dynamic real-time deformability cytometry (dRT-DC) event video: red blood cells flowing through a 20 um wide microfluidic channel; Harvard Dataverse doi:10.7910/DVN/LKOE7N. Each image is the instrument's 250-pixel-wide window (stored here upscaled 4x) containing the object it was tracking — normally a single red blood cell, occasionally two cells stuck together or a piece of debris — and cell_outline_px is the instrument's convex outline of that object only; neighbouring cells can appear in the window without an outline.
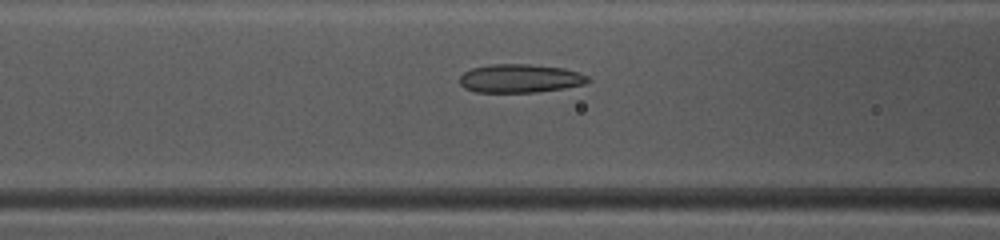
{"species": "common noctule bat (a hibernating species)", "species_latin": "Nyctalus noctula", "temperature_condition": "warm", "stored_images_in_passage": 48, "camera_frame_rate_fps": 3000, "um_per_image_px": 0.085, "animal": {"sex": "female", "body_mass_g": 10.0, "forearm_length_mm": 53.1}, "frame": {"image": 1, "passage_image": 20, "time_ms": 6.333, "image_size_px": [1000, 240], "cell_outline_px": [[592, 80], [584, 84], [536, 92], [476, 92], [464, 88], [460, 84], [460, 76], [464, 72], [472, 68], [492, 64], [528, 64], [564, 68], [580, 72], [588, 76]], "centroid_in_image_um": [44.21, 6.66], "position_along_channel_um": 122.4, "area_um2": 21.27}}
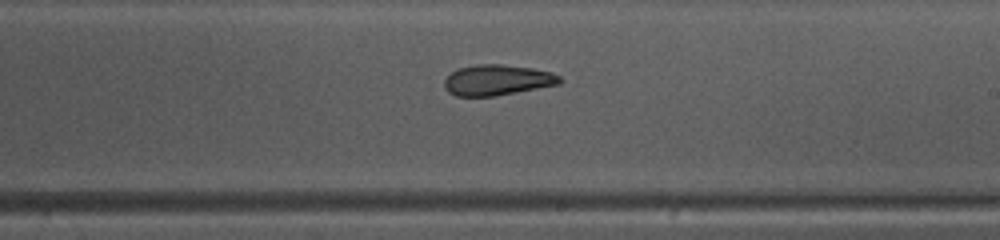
{"frame": {"image": 2, "passage_image": 29, "time_ms": 9.333, "image_size_px": [1000, 240], "cell_outline_px": [[564, 80], [560, 84], [516, 92], [492, 96], [456, 96], [448, 92], [444, 88], [444, 80], [452, 72], [460, 68], [476, 64], [500, 64], [532, 68], [552, 72], [560, 76]], "centroid_in_image_um": [42.28, 6.8], "position_along_channel_um": 246.7, "area_um2": 20.58}}
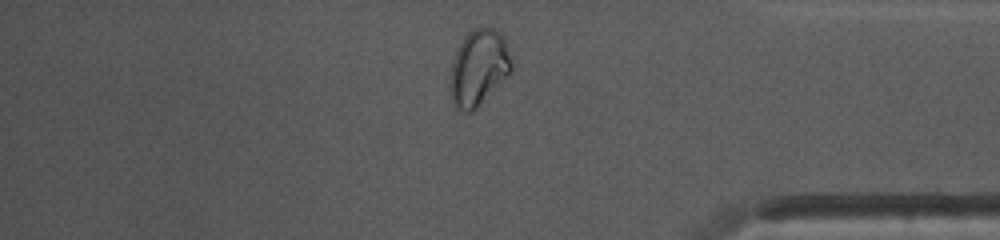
{"frame": {"image": 3, "passage_image": 41, "time_ms": 13.333, "image_size_px": [1000, 240], "cell_outline_px": [[512, 68], [476, 108], [472, 112], [464, 112], [452, 100], [448, 88], [448, 84], [452, 64], [456, 52], [464, 36], [472, 28], [496, 28], [500, 32], [504, 40], [512, 64]], "centroid_in_image_um": [40.64, 5.73], "position_along_channel_um": 394.6, "area_um2": 26.47}, "authors_computed_cell_mechanics": {"area_um2": 22.9177, "velocity_mm_per_s": 4.1353, "shape_relaxation_time_tau1_ms": 5.0316, "shape_relaxation_time_tau2_ms": 2.902, "deformation_change_tau1": 0.1719, "deformation_change_tau2": 0.0743}}